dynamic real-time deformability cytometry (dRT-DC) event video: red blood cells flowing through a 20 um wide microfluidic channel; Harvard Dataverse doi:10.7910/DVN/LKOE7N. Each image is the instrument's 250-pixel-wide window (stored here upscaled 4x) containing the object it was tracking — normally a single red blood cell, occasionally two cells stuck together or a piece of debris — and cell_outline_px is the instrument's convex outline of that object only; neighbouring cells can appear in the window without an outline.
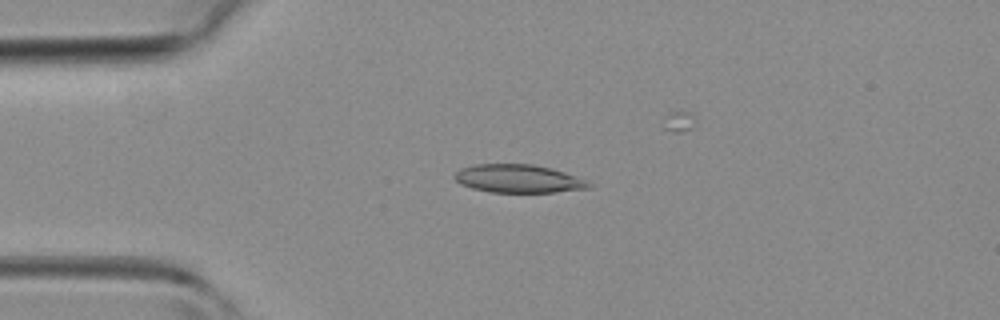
{"species": "common noctule bat (a hibernating species)", "species_latin": "Nyctalus noctula", "temperature_condition": "room temperature", "stored_images_in_passage": 14, "camera_frame_rate_fps": 3000, "um_per_image_px": 0.085, "animal": {"sex": "female", "body_mass_g": 19.3, "forearm_length_mm": 54.1}, "frame": {"image": 1, "passage_image": 4, "time_ms": 1.0, "image_size_px": [1000, 320], "cell_outline_px": [[592, 188], [556, 192], [488, 192], [472, 188], [460, 184], [452, 176], [460, 168], [476, 164], [532, 164], [552, 168], [576, 176], [592, 184]], "centroid_in_image_um": [44.05, 15.19], "position_along_channel_um": 41.0, "area_um2": 22.14}}
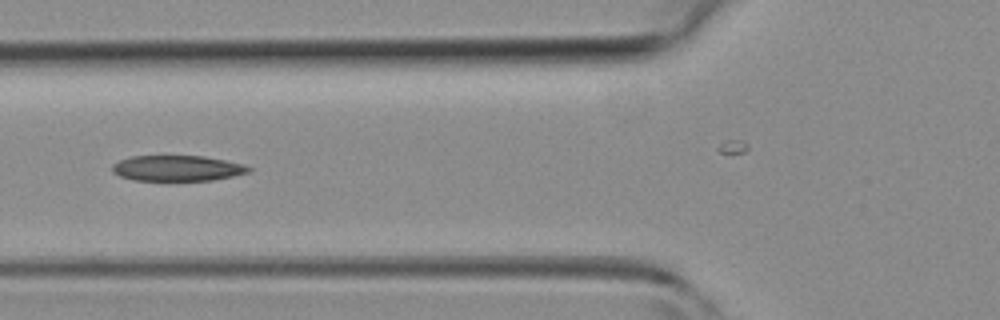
{"frame": {"image": 2, "passage_image": 10, "time_ms": 3.0, "image_size_px": [1000, 320], "cell_outline_px": [[252, 168], [248, 172], [232, 176], [212, 180], [136, 180], [120, 176], [112, 172], [112, 164], [120, 160], [132, 156], [204, 156], [244, 164]], "centroid_in_image_um": [15.06, 14.29], "position_along_channel_um": 110.7, "area_um2": 20.17}}
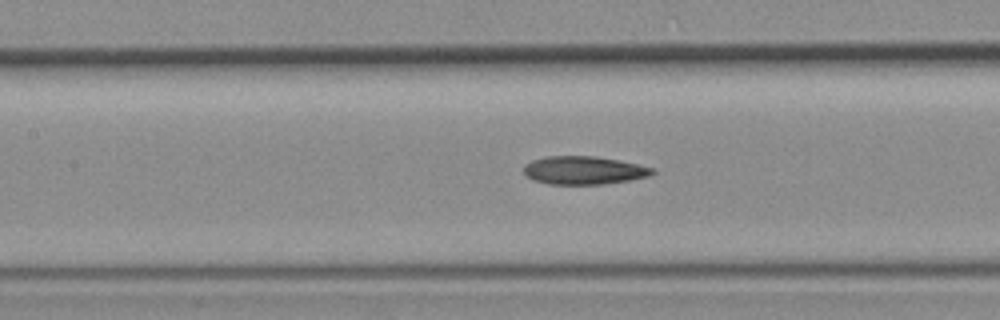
{"frame": {"image": 3, "passage_image": 13, "time_ms": 4.0, "image_size_px": [1000, 320], "cell_outline_px": [[656, 172], [652, 176], [604, 184], [548, 184], [532, 180], [524, 172], [524, 164], [532, 160], [548, 156], [596, 156], [656, 168]], "centroid_in_image_um": [49.64, 14.48], "position_along_channel_um": 157.8, "area_um2": 21.15}}